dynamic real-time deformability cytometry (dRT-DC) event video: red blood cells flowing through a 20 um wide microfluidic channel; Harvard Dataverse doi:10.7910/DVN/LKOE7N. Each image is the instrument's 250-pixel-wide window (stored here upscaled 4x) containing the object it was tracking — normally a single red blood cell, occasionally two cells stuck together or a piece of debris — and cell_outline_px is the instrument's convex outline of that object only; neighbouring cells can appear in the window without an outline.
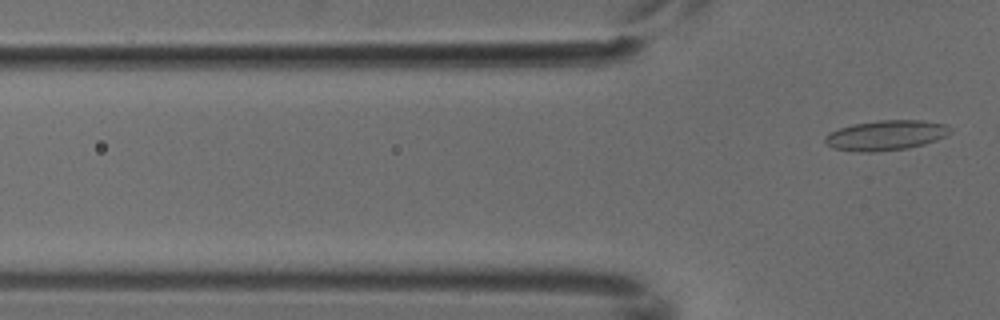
{"species": "common noctule bat (a hibernating species)", "species_latin": "Nyctalus noctula", "temperature_condition": "cold", "stored_images_in_passage": 7, "camera_frame_rate_fps": 3000, "um_per_image_px": 0.085, "animal": {"sex": "male", "body_mass_g": 18.8}, "frame": {"image": 1, "passage_image": 7, "time_ms": 2.0, "image_size_px": [1000, 320], "cell_outline_px": [[952, 132], [936, 140], [924, 144], [908, 148], [876, 152], [860, 152], [832, 148], [824, 144], [824, 136], [840, 128], [852, 124], [880, 120], [924, 120], [944, 124], [952, 128]], "centroid_in_image_um": [75.29, 11.5], "position_along_channel_um": 50.5, "area_um2": 22.02}}